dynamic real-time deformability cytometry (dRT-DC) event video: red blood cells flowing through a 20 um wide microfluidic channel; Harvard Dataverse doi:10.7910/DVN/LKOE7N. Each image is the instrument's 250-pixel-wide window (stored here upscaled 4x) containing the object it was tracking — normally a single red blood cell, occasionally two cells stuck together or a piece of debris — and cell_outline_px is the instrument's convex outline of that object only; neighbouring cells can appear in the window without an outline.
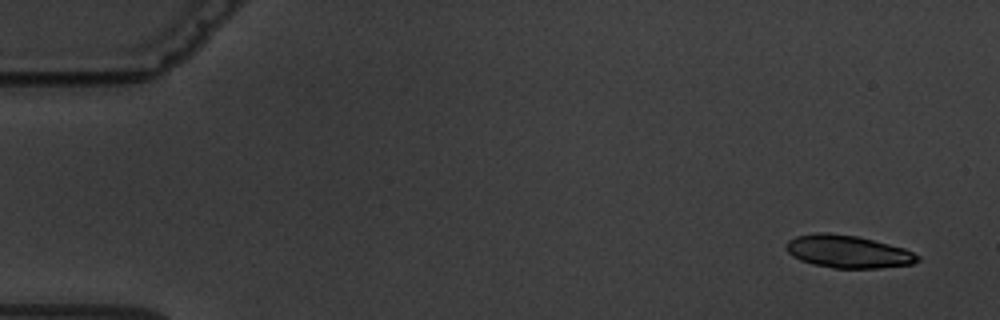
{"species": "common noctule bat (a hibernating species)", "species_latin": "Nyctalus noctula", "temperature_condition": "warm", "stored_images_in_passage": 5, "segment_of_instrument_passage": [1, 2], "camera_frame_rate_fps": 3000, "um_per_image_px": 0.085, "animal": {"sex": "male", "body_mass_g": 19.5, "forearm_length_mm": 54.6}, "frame": {"image": 1, "passage_image": 1, "time_ms": 0.0, "image_size_px": [1000, 320], "cell_outline_px": [[920, 260], [912, 264], [880, 268], [832, 268], [812, 264], [800, 260], [792, 256], [788, 252], [788, 240], [796, 236], [816, 232], [828, 232], [856, 236], [904, 248], [920, 256]], "centroid_in_image_um": [72.07, 21.39], "position_along_channel_um": 12.9, "area_um2": 24.91}}